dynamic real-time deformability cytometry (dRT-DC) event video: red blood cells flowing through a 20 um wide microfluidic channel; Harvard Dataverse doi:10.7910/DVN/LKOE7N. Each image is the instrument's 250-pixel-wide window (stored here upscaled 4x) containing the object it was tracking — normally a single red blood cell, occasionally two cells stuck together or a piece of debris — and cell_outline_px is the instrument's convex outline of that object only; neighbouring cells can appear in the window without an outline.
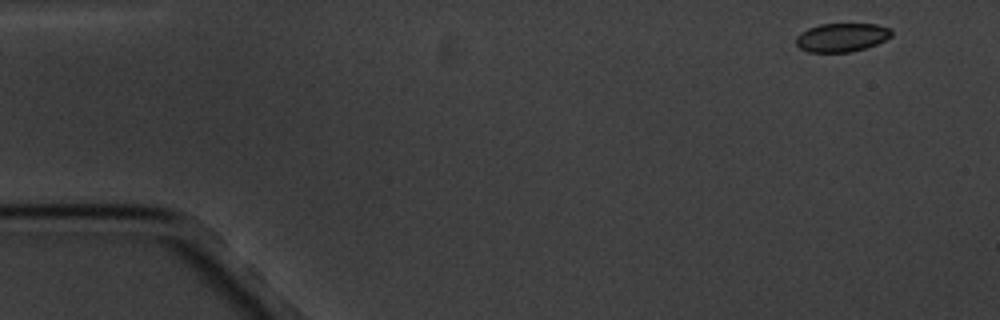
{"species": "common noctule bat (a hibernating species)", "species_latin": "Nyctalus noctula", "temperature_condition": "cold", "stored_images_in_passage": 4, "camera_frame_rate_fps": 3000, "um_per_image_px": 0.085, "animal": {"sex": "male", "body_mass_g": 20.1, "forearm_length_mm": 53.5}, "frame": {"image": 1, "passage_image": 1, "time_ms": 0.0, "image_size_px": [1000, 320], "cell_outline_px": [[892, 36], [876, 44], [864, 48], [848, 52], [808, 52], [800, 48], [796, 44], [796, 36], [800, 32], [808, 28], [820, 24], [876, 24], [888, 28], [892, 32]], "centroid_in_image_um": [71.51, 3.18], "position_along_channel_um": 13.5, "area_um2": 15.84}}
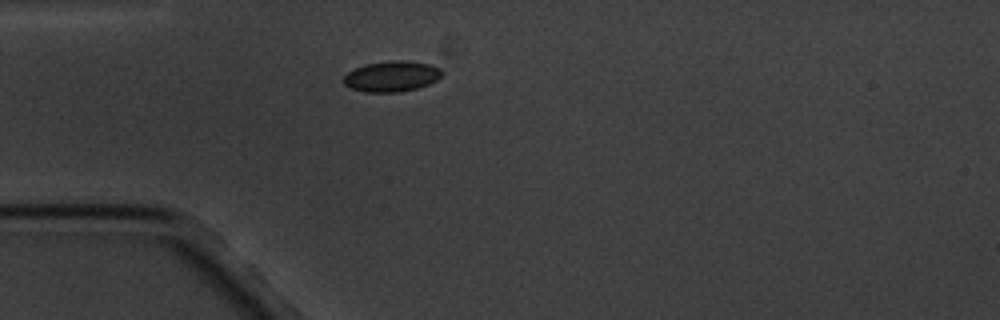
{"frame": {"image": 2, "passage_image": 4, "time_ms": 4.0, "image_size_px": [1000, 320], "cell_outline_px": [[444, 72], [436, 80], [428, 84], [416, 88], [400, 92], [364, 92], [352, 88], [344, 84], [344, 76], [348, 72], [364, 64], [392, 60], [408, 60], [428, 64], [440, 68]], "centroid_in_image_um": [33.3, 6.48], "position_along_channel_um": 51.7, "area_um2": 17.51}}